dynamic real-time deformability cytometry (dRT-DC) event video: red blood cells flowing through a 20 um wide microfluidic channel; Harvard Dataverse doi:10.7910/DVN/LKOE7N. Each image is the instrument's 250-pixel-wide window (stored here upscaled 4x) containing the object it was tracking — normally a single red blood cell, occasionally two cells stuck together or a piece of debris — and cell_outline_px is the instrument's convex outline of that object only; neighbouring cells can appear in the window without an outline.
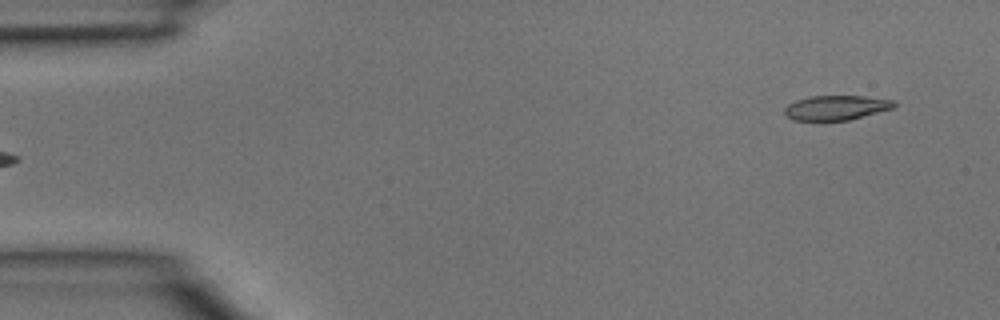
{"species": "common noctule bat (a hibernating species)", "species_latin": "Nyctalus noctula", "temperature_condition": "room temperature", "stored_images_in_passage": 4, "segment_of_instrument_passage": [2, 2], "camera_frame_rate_fps": 3000, "um_per_image_px": 0.085, "animal": {"sex": "male", "body_mass_g": 15.6}, "frame": {"image": 1, "passage_image": 4, "time_ms": 1.0, "image_size_px": [1000, 320], "cell_outline_px": [[896, 104], [892, 108], [848, 120], [792, 120], [784, 112], [784, 108], [788, 104], [796, 100], [812, 96], [864, 96], [896, 100]], "centroid_in_image_um": [71.07, 9.14], "position_along_channel_um": 13.9, "area_um2": 15.55}}